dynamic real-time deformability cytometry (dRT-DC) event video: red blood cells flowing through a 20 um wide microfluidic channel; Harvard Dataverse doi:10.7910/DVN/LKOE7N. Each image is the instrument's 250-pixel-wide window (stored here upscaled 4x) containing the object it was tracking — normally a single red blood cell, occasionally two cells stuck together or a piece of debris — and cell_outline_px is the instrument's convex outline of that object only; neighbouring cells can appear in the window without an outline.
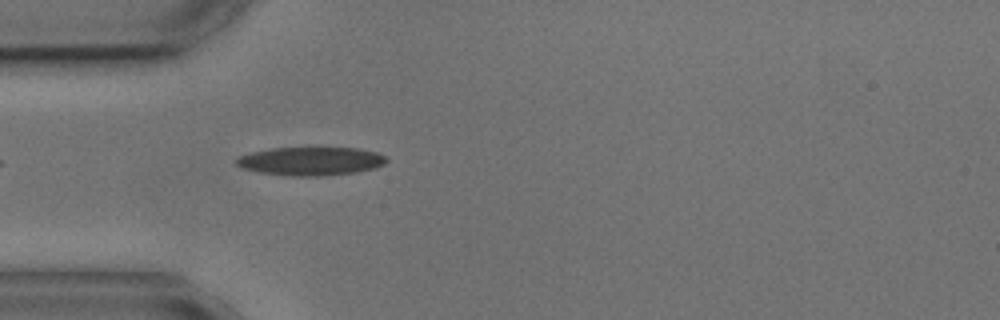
{"species": "common noctule bat (a hibernating species)", "species_latin": "Nyctalus noctula", "temperature_condition": "cold", "stored_images_in_passage": 5, "camera_frame_rate_fps": 3000, "um_per_image_px": 0.085, "animal": {"sex": "male", "body_mass_g": 17.9, "forearm_length_mm": 54.2}, "frame": {"image": 1, "passage_image": 5, "time_ms": 6.333, "image_size_px": [1000, 320], "cell_outline_px": [[388, 160], [384, 164], [376, 168], [356, 172], [320, 176], [292, 176], [260, 172], [244, 168], [236, 164], [236, 160], [240, 156], [252, 152], [272, 148], [356, 148], [376, 152], [384, 156]], "centroid_in_image_um": [26.45, 13.7], "position_along_channel_um": 58.6, "area_um2": 24.62}}